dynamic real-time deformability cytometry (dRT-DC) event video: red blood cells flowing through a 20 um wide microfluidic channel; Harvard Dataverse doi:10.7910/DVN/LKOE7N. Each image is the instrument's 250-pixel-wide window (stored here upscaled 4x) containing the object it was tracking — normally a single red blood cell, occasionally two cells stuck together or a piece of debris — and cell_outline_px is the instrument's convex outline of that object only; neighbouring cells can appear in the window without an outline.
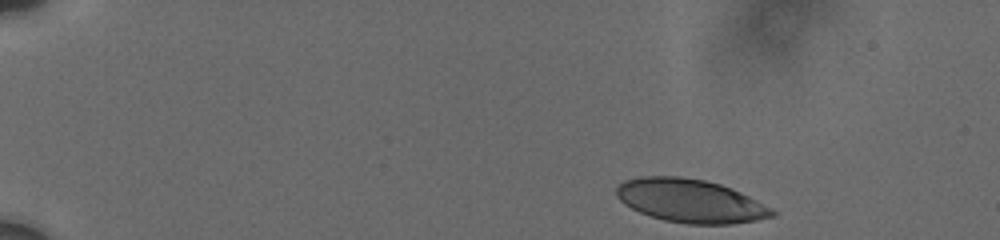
{"species": "human", "species_latin": "Homo sapiens", "temperature_condition": "cold", "stored_images_in_passage": 19, "camera_frame_rate_fps": 3000, "um_per_image_px": 0.085, "donor": {"sex": "male"}, "frame": {"image": 1, "passage_image": 1, "time_ms": 0.0, "image_size_px": [1000, 240], "cell_outline_px": [[776, 216], [756, 220], [732, 224], [688, 224], [664, 220], [640, 212], [624, 204], [616, 196], [616, 188], [624, 180], [640, 176], [680, 176], [704, 180], [720, 184], [732, 188], [772, 208], [776, 212]], "centroid_in_image_um": [58.68, 17.07], "position_along_channel_um": 26.3, "area_um2": 39.36}}
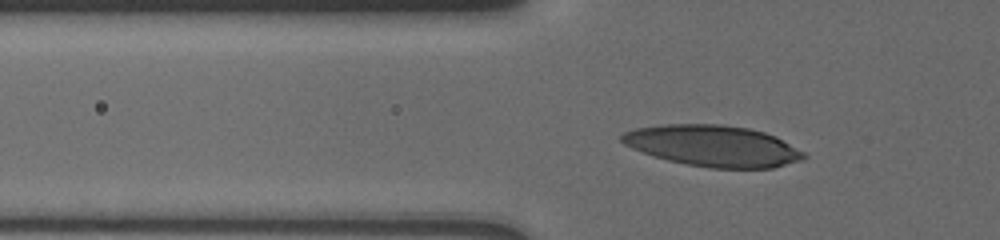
{"frame": {"image": 2, "passage_image": 12, "time_ms": 4.0, "image_size_px": [1000, 240], "cell_outline_px": [[808, 156], [800, 160], [772, 168], [708, 168], [668, 160], [632, 148], [624, 144], [620, 140], [620, 136], [624, 132], [636, 128], [664, 124], [724, 124], [748, 128], [764, 132], [776, 136], [804, 152]], "centroid_in_image_um": [60.61, 12.39], "position_along_channel_um": 65.2, "area_um2": 43.52}}
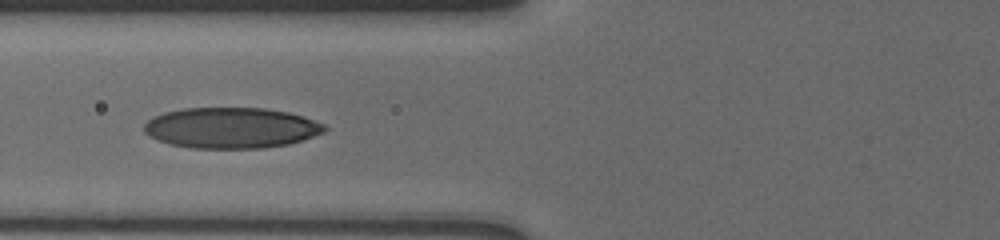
{"frame": {"image": 3, "passage_image": 18, "time_ms": 5.333, "image_size_px": [1000, 240], "cell_outline_px": [[328, 128], [324, 132], [288, 144], [264, 148], [192, 148], [168, 144], [156, 140], [148, 136], [144, 132], [144, 124], [152, 116], [164, 112], [184, 108], [264, 108], [288, 112], [304, 116], [324, 124]], "centroid_in_image_um": [19.61, 10.87], "position_along_channel_um": 106.2, "area_um2": 43.06}}